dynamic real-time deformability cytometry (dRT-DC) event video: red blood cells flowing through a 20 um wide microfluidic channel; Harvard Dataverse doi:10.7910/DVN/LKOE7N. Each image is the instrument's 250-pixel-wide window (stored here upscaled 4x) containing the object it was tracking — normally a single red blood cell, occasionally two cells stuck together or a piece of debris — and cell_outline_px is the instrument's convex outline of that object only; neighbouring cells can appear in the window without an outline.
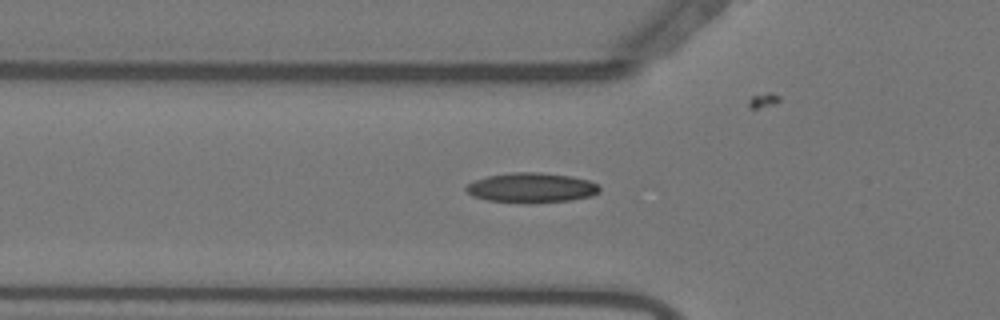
{"species": "Egyptian fruit bat (a non-hibernating species)", "species_latin": "Rousettus aegyptiacus", "temperature_condition": "warm", "stored_images_in_passage": 55, "camera_frame_rate_fps": 3000, "um_per_image_px": 0.085, "animal": {"sex": "female"}, "frame": {"image": 1, "passage_image": 19, "time_ms": 6.0, "image_size_px": [1000, 320], "cell_outline_px": [[600, 192], [592, 196], [572, 200], [488, 200], [472, 196], [464, 188], [468, 184], [476, 180], [488, 176], [512, 172], [540, 172], [572, 176], [588, 180], [596, 184], [600, 188]], "centroid_in_image_um": [45.21, 15.9], "position_along_channel_um": 80.6, "area_um2": 22.2}}
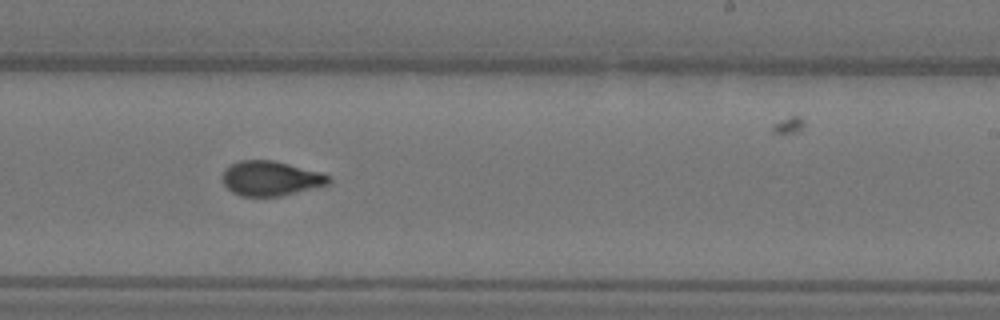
{"frame": {"image": 2, "passage_image": 34, "time_ms": 11.0, "image_size_px": [1000, 320], "cell_outline_px": [[332, 180], [328, 184], [280, 196], [240, 196], [232, 192], [224, 184], [224, 168], [240, 160], [272, 160], [324, 172]], "centroid_in_image_um": [23.03, 15.15], "position_along_channel_um": 266.0, "area_um2": 21.39}}
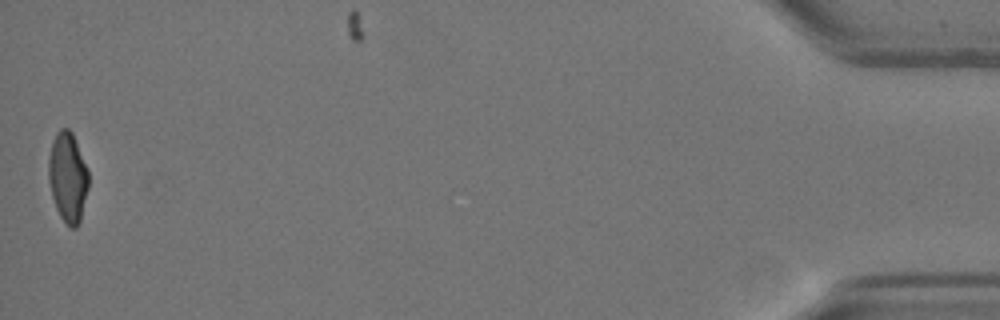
{"frame": {"image": 3, "passage_image": 55, "time_ms": 18.0, "image_size_px": [1000, 320], "cell_outline_px": [[88, 188], [80, 220], [76, 228], [68, 228], [60, 216], [56, 208], [52, 196], [48, 180], [48, 160], [52, 140], [56, 132], [60, 128], [68, 128], [72, 132], [88, 172]], "centroid_in_image_um": [5.74, 15.07], "position_along_channel_um": 429.5, "area_um2": 20.92}, "authors_computed_cell_mechanics": {"area_um2": 21.2704, "velocity_mm_per_s": 3.6895, "shape_relaxation_time_tau1_ms": 5.5811, "shape_relaxation_time_tau2_ms": 0.8691, "deformation_change_tau1": 0.1956, "deformation_change_tau2": 0.0445}}